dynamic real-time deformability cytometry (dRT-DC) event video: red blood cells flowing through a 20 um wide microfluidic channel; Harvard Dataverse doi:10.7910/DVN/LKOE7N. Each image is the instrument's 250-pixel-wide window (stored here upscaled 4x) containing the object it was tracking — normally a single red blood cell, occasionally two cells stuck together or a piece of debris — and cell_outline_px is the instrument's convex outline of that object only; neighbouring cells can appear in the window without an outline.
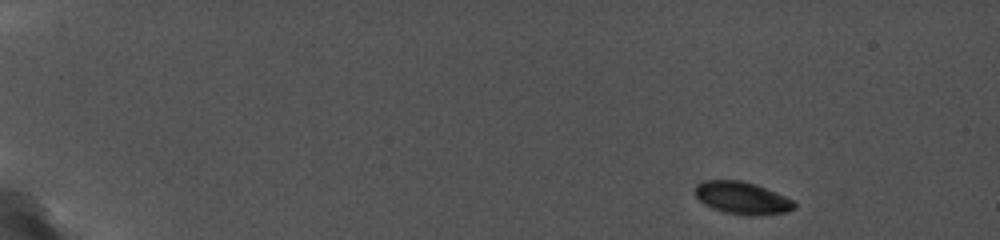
{"species": "common noctule bat (a hibernating species)", "species_latin": "Nyctalus noctula", "temperature_condition": "cold", "stored_images_in_passage": 27, "camera_frame_rate_fps": 5000, "um_per_image_px": 0.085, "animal": {"sex": "female", "body_mass_g": 19.0, "forearm_length_mm": 56.7}, "frame": {"image": 1, "passage_image": 1, "time_ms": 0.0, "image_size_px": [1000, 240], "cell_outline_px": [[796, 208], [788, 212], [756, 216], [744, 216], [724, 212], [712, 208], [704, 204], [696, 196], [696, 184], [704, 180], [740, 180], [756, 184], [776, 192], [792, 200], [796, 204]], "centroid_in_image_um": [63.1, 16.84], "position_along_channel_um": 21.9, "area_um2": 18.9}}
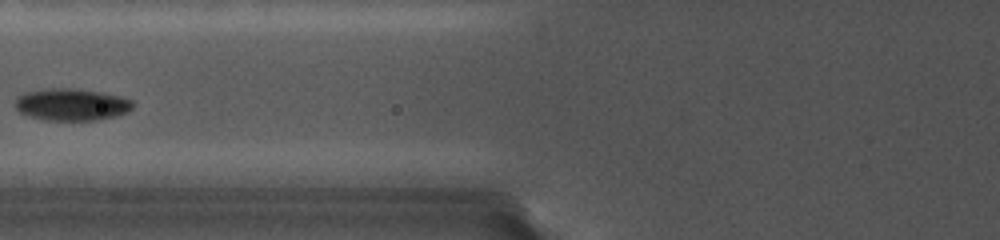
{"frame": {"image": 2, "passage_image": 9, "time_ms": 6.4, "image_size_px": [1000, 240], "cell_outline_px": [[132, 108], [128, 112], [116, 116], [100, 120], [44, 120], [28, 116], [20, 112], [16, 108], [16, 100], [20, 96], [28, 92], [96, 92], [116, 96], [132, 100]], "centroid_in_image_um": [6.14, 8.99], "position_along_channel_um": 119.7, "area_um2": 20.29}}
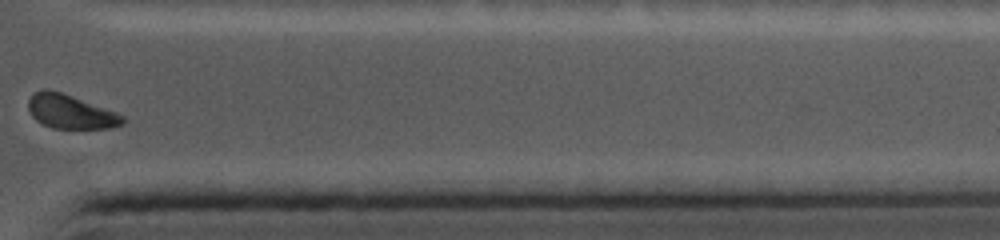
{"frame": {"image": 3, "passage_image": 24, "time_ms": 14.0, "image_size_px": [1000, 240], "cell_outline_px": [[124, 124], [112, 128], [52, 128], [36, 120], [32, 116], [28, 108], [28, 100], [36, 92], [44, 88], [48, 88], [72, 96], [116, 112], [124, 116]], "centroid_in_image_um": [5.99, 9.49], "position_along_channel_um": 405.4, "area_um2": 18.5}}